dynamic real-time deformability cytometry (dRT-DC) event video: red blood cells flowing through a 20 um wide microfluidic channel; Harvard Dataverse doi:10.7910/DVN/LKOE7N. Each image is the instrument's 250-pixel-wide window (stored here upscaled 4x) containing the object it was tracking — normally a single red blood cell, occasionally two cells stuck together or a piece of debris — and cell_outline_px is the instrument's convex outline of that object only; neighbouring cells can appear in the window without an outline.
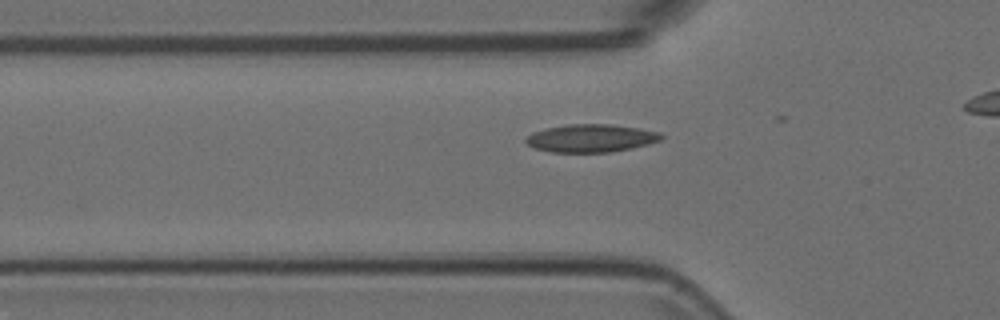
{"species": "Egyptian fruit bat (a non-hibernating species)", "species_latin": "Rousettus aegyptiacus", "temperature_condition": "room temperature", "stored_images_in_passage": 16, "camera_frame_rate_fps": 3000, "um_per_image_px": 0.085, "animal": {"sex": "female"}, "frame": {"image": 1, "passage_image": 11, "time_ms": 3.333, "image_size_px": [1000, 320], "cell_outline_px": [[664, 136], [660, 140], [648, 144], [608, 152], [552, 152], [536, 148], [528, 144], [524, 140], [532, 132], [544, 128], [568, 124], [608, 124], [640, 128], [660, 132]], "centroid_in_image_um": [50.22, 11.73], "position_along_channel_um": 75.6, "area_um2": 21.85}}
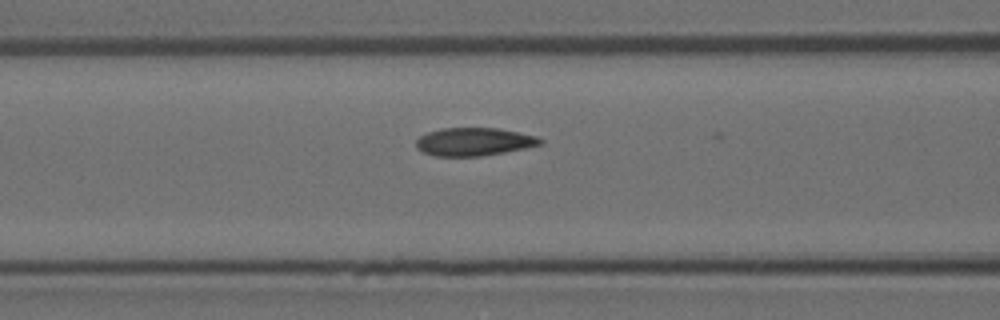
{"frame": {"image": 2, "passage_image": 15, "time_ms": 4.667, "image_size_px": [1000, 320], "cell_outline_px": [[544, 144], [504, 152], [480, 156], [436, 156], [424, 152], [416, 148], [416, 140], [420, 136], [428, 132], [440, 128], [496, 128], [536, 136], [544, 140]], "centroid_in_image_um": [40.28, 12.05], "position_along_channel_um": 126.3, "area_um2": 20.17}}